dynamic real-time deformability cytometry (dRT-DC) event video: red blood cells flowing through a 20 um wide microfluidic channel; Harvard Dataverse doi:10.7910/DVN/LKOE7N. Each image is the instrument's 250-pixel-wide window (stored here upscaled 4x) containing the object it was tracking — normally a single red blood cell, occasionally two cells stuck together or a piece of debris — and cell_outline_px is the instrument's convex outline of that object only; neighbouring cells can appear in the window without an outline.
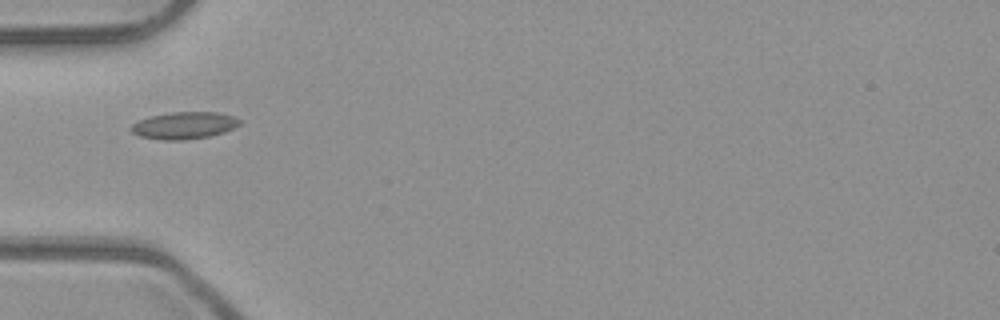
{"species": "common noctule bat (a hibernating species)", "species_latin": "Nyctalus noctula", "temperature_condition": "room temperature", "stored_images_in_passage": 22, "camera_frame_rate_fps": 3000, "um_per_image_px": 0.085, "animal": {"sex": "male", "body_mass_g": 23.1, "forearm_length_mm": 52.7}, "frame": {"image": 1, "passage_image": 1, "time_ms": 0.0, "image_size_px": [1000, 320], "cell_outline_px": [[240, 124], [224, 132], [208, 136], [184, 140], [164, 140], [140, 136], [132, 132], [128, 128], [132, 124], [140, 120], [152, 116], [172, 112], [216, 112], [232, 116], [240, 120]], "centroid_in_image_um": [15.63, 10.66], "position_along_channel_um": 69.4, "area_um2": 16.88}}